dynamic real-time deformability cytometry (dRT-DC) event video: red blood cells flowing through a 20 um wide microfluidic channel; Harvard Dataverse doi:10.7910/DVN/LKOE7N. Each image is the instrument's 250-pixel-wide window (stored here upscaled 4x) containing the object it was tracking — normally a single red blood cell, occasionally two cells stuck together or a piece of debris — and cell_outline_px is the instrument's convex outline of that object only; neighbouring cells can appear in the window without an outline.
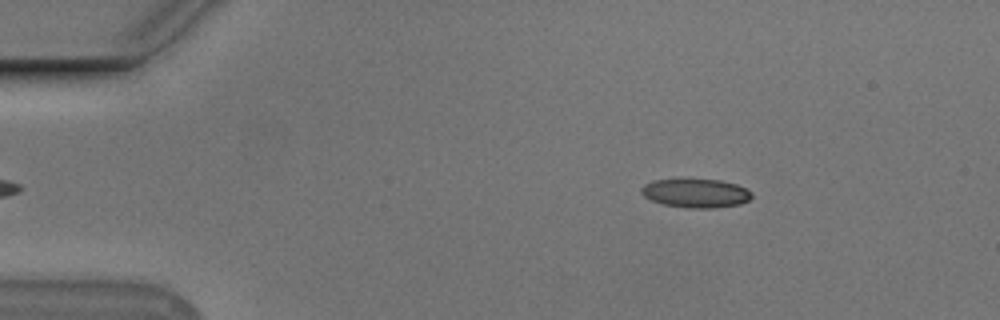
{"species": "Egyptian fruit bat (a non-hibernating species)", "species_latin": "Rousettus aegyptiacus", "temperature_condition": "cold", "stored_images_in_passage": 53, "camera_frame_rate_fps": 3000, "um_per_image_px": 0.085, "animal": {"sex": "male"}, "frame": {"image": 1, "passage_image": 7, "time_ms": 2.0, "image_size_px": [1000, 320], "cell_outline_px": [[752, 196], [748, 200], [740, 204], [712, 208], [688, 208], [664, 204], [652, 200], [644, 196], [640, 192], [640, 188], [644, 184], [652, 180], [720, 180], [736, 184], [752, 192]], "centroid_in_image_um": [59.13, 16.42], "position_along_channel_um": 25.9, "area_um2": 18.32}}
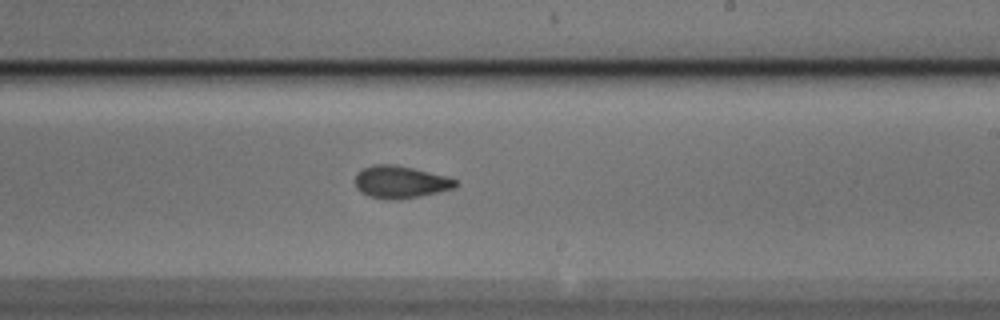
{"frame": {"image": 2, "passage_image": 31, "time_ms": 10.0, "image_size_px": [1000, 320], "cell_outline_px": [[460, 184], [456, 188], [420, 196], [400, 200], [384, 200], [368, 196], [360, 192], [356, 188], [356, 172], [364, 168], [376, 164], [392, 164], [412, 168], [444, 176], [456, 180]], "centroid_in_image_um": [34.02, 15.5], "position_along_channel_um": 255.0, "area_um2": 19.02}}
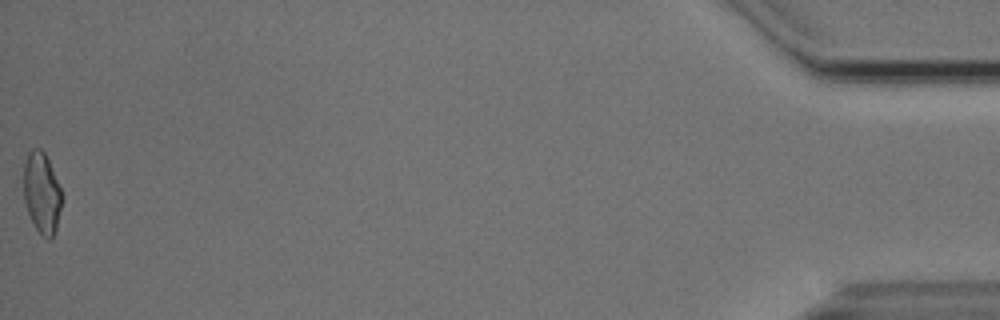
{"frame": {"image": 3, "passage_image": 53, "time_ms": 17.333, "image_size_px": [1000, 320], "cell_outline_px": [[64, 196], [56, 228], [52, 240], [48, 240], [36, 228], [28, 212], [24, 200], [24, 164], [28, 152], [32, 148], [40, 148], [44, 152], [48, 160]], "centroid_in_image_um": [3.57, 16.4], "position_along_channel_um": 431.6, "area_um2": 18.03}, "authors_computed_cell_mechanics": {"area_um2": 18.6116, "velocity_mm_per_s": 3.7603, "shape_relaxation_time_tau1_ms": 5.1819, "shape_relaxation_time_tau2_ms": 1.7114, "deformation_change_tau1": 0.1318, "deformation_change_tau2": 0.0694}}